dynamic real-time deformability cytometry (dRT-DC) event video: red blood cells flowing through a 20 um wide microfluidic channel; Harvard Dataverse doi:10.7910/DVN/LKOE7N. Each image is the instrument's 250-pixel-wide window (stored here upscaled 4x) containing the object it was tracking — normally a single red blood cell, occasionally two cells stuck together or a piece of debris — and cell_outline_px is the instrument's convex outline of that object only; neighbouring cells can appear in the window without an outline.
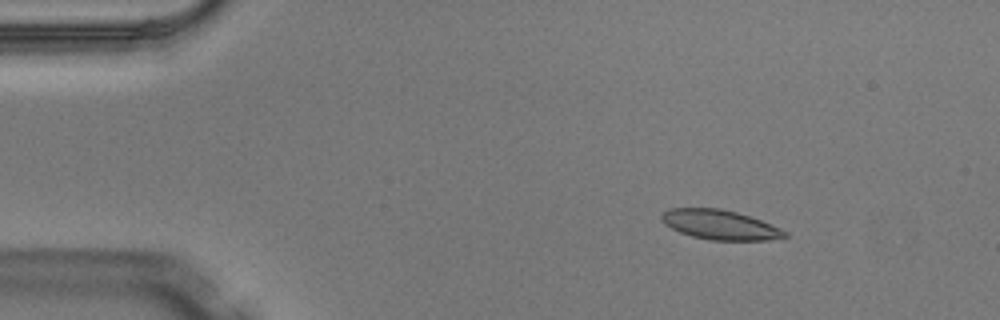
{"species": "Egyptian fruit bat (a non-hibernating species)", "species_latin": "Rousettus aegyptiacus", "temperature_condition": "warm", "stored_images_in_passage": 4, "camera_frame_rate_fps": 3000, "um_per_image_px": 0.085, "animal": {"sex": "male"}, "frame": {"image": 1, "passage_image": 2, "time_ms": 0.333, "image_size_px": [1000, 320], "cell_outline_px": [[788, 236], [768, 240], [712, 240], [692, 236], [680, 232], [664, 224], [660, 216], [668, 208], [720, 208], [736, 212], [760, 220], [780, 228], [788, 232]], "centroid_in_image_um": [61.19, 19.1], "position_along_channel_um": 23.8, "area_um2": 21.1}}